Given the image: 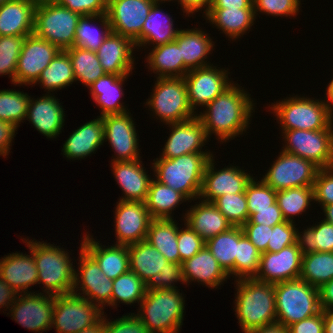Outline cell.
I'll use <instances>...</instances> for the list:
<instances>
[{"label":"cell","instance_id":"6","mask_svg":"<svg viewBox=\"0 0 333 333\" xmlns=\"http://www.w3.org/2000/svg\"><path fill=\"white\" fill-rule=\"evenodd\" d=\"M274 289L278 323L289 327L322 311L318 288L300 278L275 283Z\"/></svg>","mask_w":333,"mask_h":333},{"label":"cell","instance_id":"40","mask_svg":"<svg viewBox=\"0 0 333 333\" xmlns=\"http://www.w3.org/2000/svg\"><path fill=\"white\" fill-rule=\"evenodd\" d=\"M96 20L101 22L102 31L93 26ZM111 32L107 14L81 16L75 31L74 46L96 52Z\"/></svg>","mask_w":333,"mask_h":333},{"label":"cell","instance_id":"24","mask_svg":"<svg viewBox=\"0 0 333 333\" xmlns=\"http://www.w3.org/2000/svg\"><path fill=\"white\" fill-rule=\"evenodd\" d=\"M29 100L26 120L33 124L35 129L47 138H56L64 127V109L60 99L49 95Z\"/></svg>","mask_w":333,"mask_h":333},{"label":"cell","instance_id":"48","mask_svg":"<svg viewBox=\"0 0 333 333\" xmlns=\"http://www.w3.org/2000/svg\"><path fill=\"white\" fill-rule=\"evenodd\" d=\"M261 252L238 226V251L235 258V277L240 279L255 278L259 268Z\"/></svg>","mask_w":333,"mask_h":333},{"label":"cell","instance_id":"20","mask_svg":"<svg viewBox=\"0 0 333 333\" xmlns=\"http://www.w3.org/2000/svg\"><path fill=\"white\" fill-rule=\"evenodd\" d=\"M302 252L292 244L279 252L261 253L255 279L266 283H279L298 279L301 274Z\"/></svg>","mask_w":333,"mask_h":333},{"label":"cell","instance_id":"63","mask_svg":"<svg viewBox=\"0 0 333 333\" xmlns=\"http://www.w3.org/2000/svg\"><path fill=\"white\" fill-rule=\"evenodd\" d=\"M16 129L18 128L12 123L0 120V155L3 157H6L10 152Z\"/></svg>","mask_w":333,"mask_h":333},{"label":"cell","instance_id":"15","mask_svg":"<svg viewBox=\"0 0 333 333\" xmlns=\"http://www.w3.org/2000/svg\"><path fill=\"white\" fill-rule=\"evenodd\" d=\"M229 72L209 65L190 70L183 78L187 87L190 107H205L233 83L229 81Z\"/></svg>","mask_w":333,"mask_h":333},{"label":"cell","instance_id":"10","mask_svg":"<svg viewBox=\"0 0 333 333\" xmlns=\"http://www.w3.org/2000/svg\"><path fill=\"white\" fill-rule=\"evenodd\" d=\"M104 310L88 299L73 293L54 296L51 328L57 333H77L97 324Z\"/></svg>","mask_w":333,"mask_h":333},{"label":"cell","instance_id":"19","mask_svg":"<svg viewBox=\"0 0 333 333\" xmlns=\"http://www.w3.org/2000/svg\"><path fill=\"white\" fill-rule=\"evenodd\" d=\"M104 141L108 140L114 153V162L134 161L140 159L138 137L135 123L129 112L106 115L102 117Z\"/></svg>","mask_w":333,"mask_h":333},{"label":"cell","instance_id":"31","mask_svg":"<svg viewBox=\"0 0 333 333\" xmlns=\"http://www.w3.org/2000/svg\"><path fill=\"white\" fill-rule=\"evenodd\" d=\"M182 264L186 284L197 281L214 289L229 277L206 246Z\"/></svg>","mask_w":333,"mask_h":333},{"label":"cell","instance_id":"68","mask_svg":"<svg viewBox=\"0 0 333 333\" xmlns=\"http://www.w3.org/2000/svg\"><path fill=\"white\" fill-rule=\"evenodd\" d=\"M246 333H290L289 328L284 324L275 322L266 326L254 328Z\"/></svg>","mask_w":333,"mask_h":333},{"label":"cell","instance_id":"59","mask_svg":"<svg viewBox=\"0 0 333 333\" xmlns=\"http://www.w3.org/2000/svg\"><path fill=\"white\" fill-rule=\"evenodd\" d=\"M55 2L81 16L107 13V0H56Z\"/></svg>","mask_w":333,"mask_h":333},{"label":"cell","instance_id":"13","mask_svg":"<svg viewBox=\"0 0 333 333\" xmlns=\"http://www.w3.org/2000/svg\"><path fill=\"white\" fill-rule=\"evenodd\" d=\"M79 255L80 267L75 270L77 272L72 293L78 296L83 294L81 297L88 299L102 310L106 305L111 306L113 280L101 271L97 262L82 248V245ZM79 290H82V293Z\"/></svg>","mask_w":333,"mask_h":333},{"label":"cell","instance_id":"46","mask_svg":"<svg viewBox=\"0 0 333 333\" xmlns=\"http://www.w3.org/2000/svg\"><path fill=\"white\" fill-rule=\"evenodd\" d=\"M314 200L313 186H304L279 190L276 193V202L281 209L283 218L295 223L292 219L294 216L301 215L309 209L311 201Z\"/></svg>","mask_w":333,"mask_h":333},{"label":"cell","instance_id":"32","mask_svg":"<svg viewBox=\"0 0 333 333\" xmlns=\"http://www.w3.org/2000/svg\"><path fill=\"white\" fill-rule=\"evenodd\" d=\"M104 143L102 117L78 127L63 144L62 152L68 159H83Z\"/></svg>","mask_w":333,"mask_h":333},{"label":"cell","instance_id":"54","mask_svg":"<svg viewBox=\"0 0 333 333\" xmlns=\"http://www.w3.org/2000/svg\"><path fill=\"white\" fill-rule=\"evenodd\" d=\"M300 4V0H253L255 16L258 11L272 16H295Z\"/></svg>","mask_w":333,"mask_h":333},{"label":"cell","instance_id":"9","mask_svg":"<svg viewBox=\"0 0 333 333\" xmlns=\"http://www.w3.org/2000/svg\"><path fill=\"white\" fill-rule=\"evenodd\" d=\"M81 15L56 2L35 7L33 34L66 50L74 46L75 31Z\"/></svg>","mask_w":333,"mask_h":333},{"label":"cell","instance_id":"5","mask_svg":"<svg viewBox=\"0 0 333 333\" xmlns=\"http://www.w3.org/2000/svg\"><path fill=\"white\" fill-rule=\"evenodd\" d=\"M135 314L150 333H178L184 317L185 300L178 289L146 290Z\"/></svg>","mask_w":333,"mask_h":333},{"label":"cell","instance_id":"11","mask_svg":"<svg viewBox=\"0 0 333 333\" xmlns=\"http://www.w3.org/2000/svg\"><path fill=\"white\" fill-rule=\"evenodd\" d=\"M282 151L311 161L319 169L333 167V129L282 130Z\"/></svg>","mask_w":333,"mask_h":333},{"label":"cell","instance_id":"22","mask_svg":"<svg viewBox=\"0 0 333 333\" xmlns=\"http://www.w3.org/2000/svg\"><path fill=\"white\" fill-rule=\"evenodd\" d=\"M167 125L172 129L159 158L172 159L191 153H211L202 151L209 138L197 116L188 121Z\"/></svg>","mask_w":333,"mask_h":333},{"label":"cell","instance_id":"69","mask_svg":"<svg viewBox=\"0 0 333 333\" xmlns=\"http://www.w3.org/2000/svg\"><path fill=\"white\" fill-rule=\"evenodd\" d=\"M324 333H333V310H323Z\"/></svg>","mask_w":333,"mask_h":333},{"label":"cell","instance_id":"7","mask_svg":"<svg viewBox=\"0 0 333 333\" xmlns=\"http://www.w3.org/2000/svg\"><path fill=\"white\" fill-rule=\"evenodd\" d=\"M287 98L272 103L270 107L280 121L281 130L333 129V116L324 100H313L297 95Z\"/></svg>","mask_w":333,"mask_h":333},{"label":"cell","instance_id":"65","mask_svg":"<svg viewBox=\"0 0 333 333\" xmlns=\"http://www.w3.org/2000/svg\"><path fill=\"white\" fill-rule=\"evenodd\" d=\"M318 290L321 309L333 310V279L322 285Z\"/></svg>","mask_w":333,"mask_h":333},{"label":"cell","instance_id":"27","mask_svg":"<svg viewBox=\"0 0 333 333\" xmlns=\"http://www.w3.org/2000/svg\"><path fill=\"white\" fill-rule=\"evenodd\" d=\"M90 234H86L81 243L82 248L97 262L101 271L111 280L130 270L128 246L113 244L100 245ZM92 237V238H91Z\"/></svg>","mask_w":333,"mask_h":333},{"label":"cell","instance_id":"67","mask_svg":"<svg viewBox=\"0 0 333 333\" xmlns=\"http://www.w3.org/2000/svg\"><path fill=\"white\" fill-rule=\"evenodd\" d=\"M16 295L18 294L0 277V308L3 306L9 309Z\"/></svg>","mask_w":333,"mask_h":333},{"label":"cell","instance_id":"2","mask_svg":"<svg viewBox=\"0 0 333 333\" xmlns=\"http://www.w3.org/2000/svg\"><path fill=\"white\" fill-rule=\"evenodd\" d=\"M235 315L242 331L276 322L274 284L255 278L236 279Z\"/></svg>","mask_w":333,"mask_h":333},{"label":"cell","instance_id":"30","mask_svg":"<svg viewBox=\"0 0 333 333\" xmlns=\"http://www.w3.org/2000/svg\"><path fill=\"white\" fill-rule=\"evenodd\" d=\"M200 202L191 206L183 217L184 222L205 242L233 227L212 202Z\"/></svg>","mask_w":333,"mask_h":333},{"label":"cell","instance_id":"66","mask_svg":"<svg viewBox=\"0 0 333 333\" xmlns=\"http://www.w3.org/2000/svg\"><path fill=\"white\" fill-rule=\"evenodd\" d=\"M180 3L183 13L189 16L195 12H198L201 8H205L204 14L207 12L211 0H177Z\"/></svg>","mask_w":333,"mask_h":333},{"label":"cell","instance_id":"42","mask_svg":"<svg viewBox=\"0 0 333 333\" xmlns=\"http://www.w3.org/2000/svg\"><path fill=\"white\" fill-rule=\"evenodd\" d=\"M300 279L320 288L333 279V252H312L302 255Z\"/></svg>","mask_w":333,"mask_h":333},{"label":"cell","instance_id":"34","mask_svg":"<svg viewBox=\"0 0 333 333\" xmlns=\"http://www.w3.org/2000/svg\"><path fill=\"white\" fill-rule=\"evenodd\" d=\"M205 17L232 40L247 33L256 19L254 8H208Z\"/></svg>","mask_w":333,"mask_h":333},{"label":"cell","instance_id":"37","mask_svg":"<svg viewBox=\"0 0 333 333\" xmlns=\"http://www.w3.org/2000/svg\"><path fill=\"white\" fill-rule=\"evenodd\" d=\"M177 225L174 219H153L146 236V241L172 263H180Z\"/></svg>","mask_w":333,"mask_h":333},{"label":"cell","instance_id":"25","mask_svg":"<svg viewBox=\"0 0 333 333\" xmlns=\"http://www.w3.org/2000/svg\"><path fill=\"white\" fill-rule=\"evenodd\" d=\"M0 277L17 294L31 293L28 288L38 281L34 255L31 252L30 255L17 252L4 256L0 259Z\"/></svg>","mask_w":333,"mask_h":333},{"label":"cell","instance_id":"17","mask_svg":"<svg viewBox=\"0 0 333 333\" xmlns=\"http://www.w3.org/2000/svg\"><path fill=\"white\" fill-rule=\"evenodd\" d=\"M18 297L16 296L9 309L17 323L36 333L51 329L54 295H44L40 292L18 294Z\"/></svg>","mask_w":333,"mask_h":333},{"label":"cell","instance_id":"51","mask_svg":"<svg viewBox=\"0 0 333 333\" xmlns=\"http://www.w3.org/2000/svg\"><path fill=\"white\" fill-rule=\"evenodd\" d=\"M26 36H0V75H8L15 85L17 61Z\"/></svg>","mask_w":333,"mask_h":333},{"label":"cell","instance_id":"53","mask_svg":"<svg viewBox=\"0 0 333 333\" xmlns=\"http://www.w3.org/2000/svg\"><path fill=\"white\" fill-rule=\"evenodd\" d=\"M185 283L183 276V264L169 262L165 265V269L159 274L153 275L145 284L146 290L155 289H176L174 282Z\"/></svg>","mask_w":333,"mask_h":333},{"label":"cell","instance_id":"52","mask_svg":"<svg viewBox=\"0 0 333 333\" xmlns=\"http://www.w3.org/2000/svg\"><path fill=\"white\" fill-rule=\"evenodd\" d=\"M254 178L251 179L245 189L249 217L254 214V209L271 208V205L276 203L277 191L262 179L256 182Z\"/></svg>","mask_w":333,"mask_h":333},{"label":"cell","instance_id":"29","mask_svg":"<svg viewBox=\"0 0 333 333\" xmlns=\"http://www.w3.org/2000/svg\"><path fill=\"white\" fill-rule=\"evenodd\" d=\"M32 0H10L0 6V36L32 35L34 11Z\"/></svg>","mask_w":333,"mask_h":333},{"label":"cell","instance_id":"44","mask_svg":"<svg viewBox=\"0 0 333 333\" xmlns=\"http://www.w3.org/2000/svg\"><path fill=\"white\" fill-rule=\"evenodd\" d=\"M229 275H235V258L238 251V226L218 234L206 241L205 245Z\"/></svg>","mask_w":333,"mask_h":333},{"label":"cell","instance_id":"16","mask_svg":"<svg viewBox=\"0 0 333 333\" xmlns=\"http://www.w3.org/2000/svg\"><path fill=\"white\" fill-rule=\"evenodd\" d=\"M60 51L58 46L34 34L26 36L17 61L15 84H34Z\"/></svg>","mask_w":333,"mask_h":333},{"label":"cell","instance_id":"55","mask_svg":"<svg viewBox=\"0 0 333 333\" xmlns=\"http://www.w3.org/2000/svg\"><path fill=\"white\" fill-rule=\"evenodd\" d=\"M185 229L178 228V250L180 255V263L191 259L195 254H197L206 245V242L193 231L187 223H184Z\"/></svg>","mask_w":333,"mask_h":333},{"label":"cell","instance_id":"4","mask_svg":"<svg viewBox=\"0 0 333 333\" xmlns=\"http://www.w3.org/2000/svg\"><path fill=\"white\" fill-rule=\"evenodd\" d=\"M24 240L34 255L38 270L37 284L44 285V293L54 296L72 293L76 269L68 252L50 243Z\"/></svg>","mask_w":333,"mask_h":333},{"label":"cell","instance_id":"75","mask_svg":"<svg viewBox=\"0 0 333 333\" xmlns=\"http://www.w3.org/2000/svg\"><path fill=\"white\" fill-rule=\"evenodd\" d=\"M156 1H159V2H163L164 1V3H165V1H172V0H156Z\"/></svg>","mask_w":333,"mask_h":333},{"label":"cell","instance_id":"35","mask_svg":"<svg viewBox=\"0 0 333 333\" xmlns=\"http://www.w3.org/2000/svg\"><path fill=\"white\" fill-rule=\"evenodd\" d=\"M159 7V1H156L151 7L142 27V38L135 44V47L150 45V43L156 47L176 39L180 30L173 28V19Z\"/></svg>","mask_w":333,"mask_h":333},{"label":"cell","instance_id":"33","mask_svg":"<svg viewBox=\"0 0 333 333\" xmlns=\"http://www.w3.org/2000/svg\"><path fill=\"white\" fill-rule=\"evenodd\" d=\"M128 76L106 73L88 86L93 100L101 109L100 117L127 112L120 98L124 96L122 85Z\"/></svg>","mask_w":333,"mask_h":333},{"label":"cell","instance_id":"56","mask_svg":"<svg viewBox=\"0 0 333 333\" xmlns=\"http://www.w3.org/2000/svg\"><path fill=\"white\" fill-rule=\"evenodd\" d=\"M292 222H282L272 227L271 237L267 244V252H279L283 248L296 243L297 227Z\"/></svg>","mask_w":333,"mask_h":333},{"label":"cell","instance_id":"72","mask_svg":"<svg viewBox=\"0 0 333 333\" xmlns=\"http://www.w3.org/2000/svg\"><path fill=\"white\" fill-rule=\"evenodd\" d=\"M322 208L324 216H326V218H324V221L333 224V204L322 206Z\"/></svg>","mask_w":333,"mask_h":333},{"label":"cell","instance_id":"3","mask_svg":"<svg viewBox=\"0 0 333 333\" xmlns=\"http://www.w3.org/2000/svg\"><path fill=\"white\" fill-rule=\"evenodd\" d=\"M212 153H191L172 159H154L155 179L180 192L189 202L198 199L202 189L204 171Z\"/></svg>","mask_w":333,"mask_h":333},{"label":"cell","instance_id":"64","mask_svg":"<svg viewBox=\"0 0 333 333\" xmlns=\"http://www.w3.org/2000/svg\"><path fill=\"white\" fill-rule=\"evenodd\" d=\"M209 8H254L253 0H211Z\"/></svg>","mask_w":333,"mask_h":333},{"label":"cell","instance_id":"57","mask_svg":"<svg viewBox=\"0 0 333 333\" xmlns=\"http://www.w3.org/2000/svg\"><path fill=\"white\" fill-rule=\"evenodd\" d=\"M313 188L314 202L321 206L333 204V167L318 170Z\"/></svg>","mask_w":333,"mask_h":333},{"label":"cell","instance_id":"23","mask_svg":"<svg viewBox=\"0 0 333 333\" xmlns=\"http://www.w3.org/2000/svg\"><path fill=\"white\" fill-rule=\"evenodd\" d=\"M134 49L135 44L131 39L111 32L96 51V55L106 73L129 75L134 69Z\"/></svg>","mask_w":333,"mask_h":333},{"label":"cell","instance_id":"71","mask_svg":"<svg viewBox=\"0 0 333 333\" xmlns=\"http://www.w3.org/2000/svg\"><path fill=\"white\" fill-rule=\"evenodd\" d=\"M326 97L327 99L324 100V102L327 104L329 111L331 113V115L333 116V79L330 81V83L328 84L327 90H326ZM329 101V103H328Z\"/></svg>","mask_w":333,"mask_h":333},{"label":"cell","instance_id":"50","mask_svg":"<svg viewBox=\"0 0 333 333\" xmlns=\"http://www.w3.org/2000/svg\"><path fill=\"white\" fill-rule=\"evenodd\" d=\"M232 226H243L249 219L245 193L225 194L212 202Z\"/></svg>","mask_w":333,"mask_h":333},{"label":"cell","instance_id":"28","mask_svg":"<svg viewBox=\"0 0 333 333\" xmlns=\"http://www.w3.org/2000/svg\"><path fill=\"white\" fill-rule=\"evenodd\" d=\"M200 28L181 29L175 39L180 46L183 60V77L192 69L211 65L207 63V55L213 50L214 42Z\"/></svg>","mask_w":333,"mask_h":333},{"label":"cell","instance_id":"36","mask_svg":"<svg viewBox=\"0 0 333 333\" xmlns=\"http://www.w3.org/2000/svg\"><path fill=\"white\" fill-rule=\"evenodd\" d=\"M130 270L146 284L150 278L165 269L169 261L146 240L128 246Z\"/></svg>","mask_w":333,"mask_h":333},{"label":"cell","instance_id":"73","mask_svg":"<svg viewBox=\"0 0 333 333\" xmlns=\"http://www.w3.org/2000/svg\"><path fill=\"white\" fill-rule=\"evenodd\" d=\"M36 5L42 4V3H49V2H55L56 0H32Z\"/></svg>","mask_w":333,"mask_h":333},{"label":"cell","instance_id":"18","mask_svg":"<svg viewBox=\"0 0 333 333\" xmlns=\"http://www.w3.org/2000/svg\"><path fill=\"white\" fill-rule=\"evenodd\" d=\"M115 209L116 244L129 246L145 241L153 220L145 202L119 200Z\"/></svg>","mask_w":333,"mask_h":333},{"label":"cell","instance_id":"61","mask_svg":"<svg viewBox=\"0 0 333 333\" xmlns=\"http://www.w3.org/2000/svg\"><path fill=\"white\" fill-rule=\"evenodd\" d=\"M281 209L278 203L271 205V208L254 209L252 214L246 223L263 224L270 227H274L276 224L285 222Z\"/></svg>","mask_w":333,"mask_h":333},{"label":"cell","instance_id":"12","mask_svg":"<svg viewBox=\"0 0 333 333\" xmlns=\"http://www.w3.org/2000/svg\"><path fill=\"white\" fill-rule=\"evenodd\" d=\"M262 180L275 191L313 186L319 168L311 161L281 151Z\"/></svg>","mask_w":333,"mask_h":333},{"label":"cell","instance_id":"74","mask_svg":"<svg viewBox=\"0 0 333 333\" xmlns=\"http://www.w3.org/2000/svg\"><path fill=\"white\" fill-rule=\"evenodd\" d=\"M10 1V0H0V6L4 4L5 2Z\"/></svg>","mask_w":333,"mask_h":333},{"label":"cell","instance_id":"45","mask_svg":"<svg viewBox=\"0 0 333 333\" xmlns=\"http://www.w3.org/2000/svg\"><path fill=\"white\" fill-rule=\"evenodd\" d=\"M296 243L302 255L312 252H333V224L321 220L319 224L304 229V232H299L297 229Z\"/></svg>","mask_w":333,"mask_h":333},{"label":"cell","instance_id":"62","mask_svg":"<svg viewBox=\"0 0 333 333\" xmlns=\"http://www.w3.org/2000/svg\"><path fill=\"white\" fill-rule=\"evenodd\" d=\"M290 333H324L323 310L304 320L291 324Z\"/></svg>","mask_w":333,"mask_h":333},{"label":"cell","instance_id":"21","mask_svg":"<svg viewBox=\"0 0 333 333\" xmlns=\"http://www.w3.org/2000/svg\"><path fill=\"white\" fill-rule=\"evenodd\" d=\"M213 158L211 157L207 162L199 199L203 198V201L213 202L225 194L245 193L246 186L253 176L238 166L237 168L236 166H227V168L215 171Z\"/></svg>","mask_w":333,"mask_h":333},{"label":"cell","instance_id":"38","mask_svg":"<svg viewBox=\"0 0 333 333\" xmlns=\"http://www.w3.org/2000/svg\"><path fill=\"white\" fill-rule=\"evenodd\" d=\"M184 201L187 199L180 192L152 179L145 205L153 219H173L172 210Z\"/></svg>","mask_w":333,"mask_h":333},{"label":"cell","instance_id":"14","mask_svg":"<svg viewBox=\"0 0 333 333\" xmlns=\"http://www.w3.org/2000/svg\"><path fill=\"white\" fill-rule=\"evenodd\" d=\"M156 0H107V17L111 30L136 44L142 38V27Z\"/></svg>","mask_w":333,"mask_h":333},{"label":"cell","instance_id":"47","mask_svg":"<svg viewBox=\"0 0 333 333\" xmlns=\"http://www.w3.org/2000/svg\"><path fill=\"white\" fill-rule=\"evenodd\" d=\"M146 293L145 283L133 271L129 270L113 280L111 306L117 303L134 304L141 303ZM137 301V302H136Z\"/></svg>","mask_w":333,"mask_h":333},{"label":"cell","instance_id":"8","mask_svg":"<svg viewBox=\"0 0 333 333\" xmlns=\"http://www.w3.org/2000/svg\"><path fill=\"white\" fill-rule=\"evenodd\" d=\"M147 106L164 124L180 123L197 116L189 105L183 77H157Z\"/></svg>","mask_w":333,"mask_h":333},{"label":"cell","instance_id":"70","mask_svg":"<svg viewBox=\"0 0 333 333\" xmlns=\"http://www.w3.org/2000/svg\"><path fill=\"white\" fill-rule=\"evenodd\" d=\"M77 333H105V315H103V318L97 324Z\"/></svg>","mask_w":333,"mask_h":333},{"label":"cell","instance_id":"43","mask_svg":"<svg viewBox=\"0 0 333 333\" xmlns=\"http://www.w3.org/2000/svg\"><path fill=\"white\" fill-rule=\"evenodd\" d=\"M65 51L71 59L75 80L80 81L84 86L88 87L106 74L95 51L76 46Z\"/></svg>","mask_w":333,"mask_h":333},{"label":"cell","instance_id":"39","mask_svg":"<svg viewBox=\"0 0 333 333\" xmlns=\"http://www.w3.org/2000/svg\"><path fill=\"white\" fill-rule=\"evenodd\" d=\"M146 58L149 70L159 75L157 77H183L180 46L175 40L153 47Z\"/></svg>","mask_w":333,"mask_h":333},{"label":"cell","instance_id":"26","mask_svg":"<svg viewBox=\"0 0 333 333\" xmlns=\"http://www.w3.org/2000/svg\"><path fill=\"white\" fill-rule=\"evenodd\" d=\"M111 162L113 175L125 195L119 200L145 202L152 179L142 167V161Z\"/></svg>","mask_w":333,"mask_h":333},{"label":"cell","instance_id":"49","mask_svg":"<svg viewBox=\"0 0 333 333\" xmlns=\"http://www.w3.org/2000/svg\"><path fill=\"white\" fill-rule=\"evenodd\" d=\"M29 100L30 96L19 90H0V120L18 128L26 120Z\"/></svg>","mask_w":333,"mask_h":333},{"label":"cell","instance_id":"41","mask_svg":"<svg viewBox=\"0 0 333 333\" xmlns=\"http://www.w3.org/2000/svg\"><path fill=\"white\" fill-rule=\"evenodd\" d=\"M74 81L76 80L69 54L65 50H61L41 72L34 84L38 82L45 90L53 92L69 86Z\"/></svg>","mask_w":333,"mask_h":333},{"label":"cell","instance_id":"1","mask_svg":"<svg viewBox=\"0 0 333 333\" xmlns=\"http://www.w3.org/2000/svg\"><path fill=\"white\" fill-rule=\"evenodd\" d=\"M236 85L238 83L233 82L228 89L205 106L204 113L197 114L208 138L214 134L221 142H226L242 135L249 127L255 105L249 94Z\"/></svg>","mask_w":333,"mask_h":333},{"label":"cell","instance_id":"58","mask_svg":"<svg viewBox=\"0 0 333 333\" xmlns=\"http://www.w3.org/2000/svg\"><path fill=\"white\" fill-rule=\"evenodd\" d=\"M106 318L105 333H150L134 313L122 315L114 321H108Z\"/></svg>","mask_w":333,"mask_h":333},{"label":"cell","instance_id":"60","mask_svg":"<svg viewBox=\"0 0 333 333\" xmlns=\"http://www.w3.org/2000/svg\"><path fill=\"white\" fill-rule=\"evenodd\" d=\"M244 234L261 252H267V244L271 237L272 227L263 224L245 223L242 226Z\"/></svg>","mask_w":333,"mask_h":333}]
</instances>
